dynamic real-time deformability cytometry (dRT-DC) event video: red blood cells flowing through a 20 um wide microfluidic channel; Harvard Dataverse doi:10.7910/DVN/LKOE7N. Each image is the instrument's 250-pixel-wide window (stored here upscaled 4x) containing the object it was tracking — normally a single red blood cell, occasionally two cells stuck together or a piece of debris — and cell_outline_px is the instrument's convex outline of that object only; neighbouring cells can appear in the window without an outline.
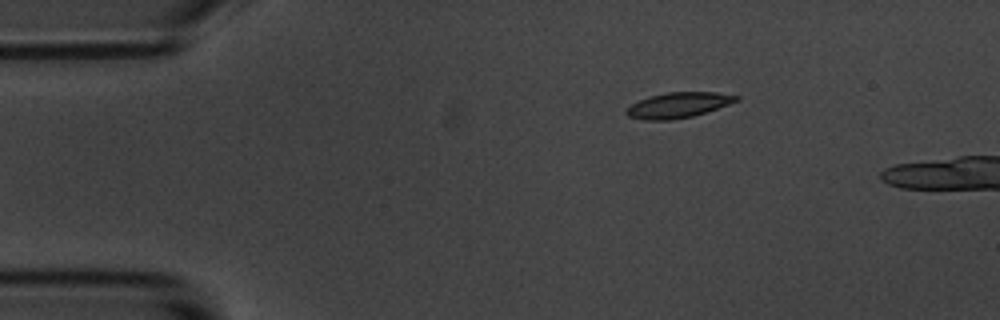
{"species": "common noctule bat (a hibernating species)", "species_latin": "Nyctalus noctula", "temperature_condition": "room temperature", "stored_images_in_passage": 3, "camera_frame_rate_fps": 3000, "um_per_image_px": 0.085, "animal": {"sex": "male", "body_mass_g": 20.1, "forearm_length_mm": 53.5}, "frame": {"image": 1, "passage_image": 1, "time_ms": 0.0, "image_size_px": [1000, 320], "cell_outline_px": [[740, 100], [692, 116], [672, 120], [644, 120], [628, 116], [624, 112], [624, 108], [648, 96], [668, 92], [716, 92], [740, 96]], "centroid_in_image_um": [57.61, 8.93], "position_along_channel_um": 27.4, "area_um2": 16.24}}